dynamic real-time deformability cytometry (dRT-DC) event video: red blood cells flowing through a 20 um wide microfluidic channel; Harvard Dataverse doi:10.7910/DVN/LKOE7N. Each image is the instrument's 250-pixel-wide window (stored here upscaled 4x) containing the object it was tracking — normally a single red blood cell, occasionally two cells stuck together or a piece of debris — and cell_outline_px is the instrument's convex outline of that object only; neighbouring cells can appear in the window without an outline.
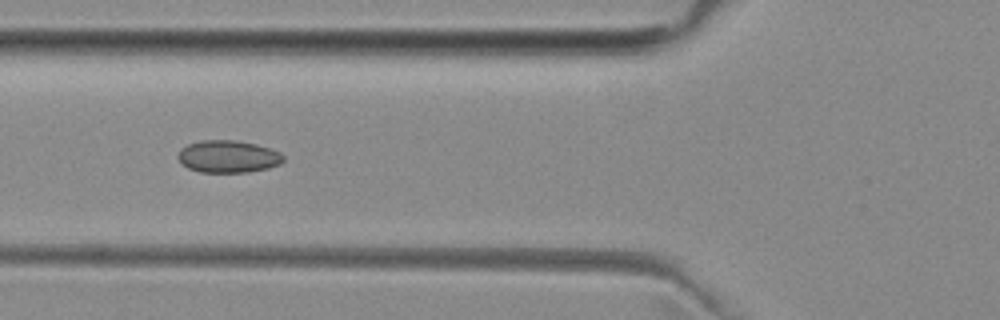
{"species": "common noctule bat (a hibernating species)", "species_latin": "Nyctalus noctula", "temperature_condition": "room temperature", "stored_images_in_passage": 7, "camera_frame_rate_fps": 3000, "um_per_image_px": 0.085, "animal": {"sex": "female", "body_mass_g": 29.2, "forearm_length_mm": 56.3}, "frame": {"image": 1, "passage_image": 5, "time_ms": 4.333, "image_size_px": [1000, 320], "cell_outline_px": [[284, 160], [280, 164], [268, 168], [248, 172], [200, 172], [188, 168], [176, 156], [180, 148], [188, 144], [204, 140], [236, 140], [256, 144], [280, 152], [284, 156]], "centroid_in_image_um": [19.39, 13.3], "position_along_channel_um": 106.4, "area_um2": 19.83}}
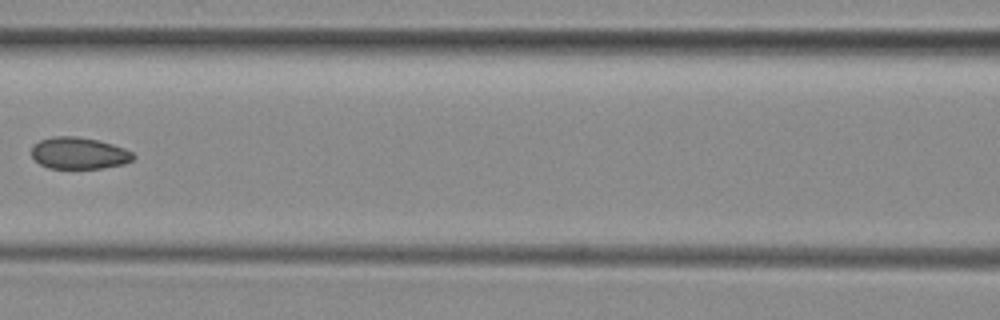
{"frame": {"image": 2, "passage_image": 6, "time_ms": 5.667, "image_size_px": [1000, 320], "cell_outline_px": [[136, 156], [132, 160], [124, 164], [104, 168], [48, 168], [40, 164], [32, 156], [32, 144], [40, 140], [52, 136], [76, 136], [96, 140], [112, 144], [124, 148], [132, 152]], "centroid_in_image_um": [6.71, 13.02], "position_along_channel_um": 159.9, "area_um2": 18.84}}
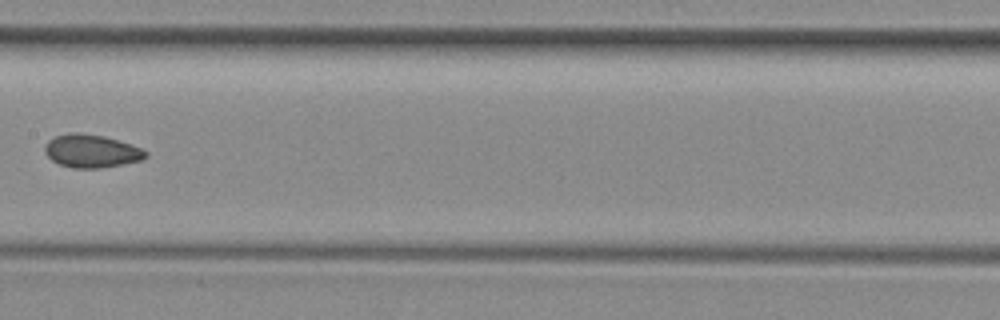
{"frame": {"image": 3, "passage_image": 7, "time_ms": 6.667, "image_size_px": [1000, 320], "cell_outline_px": [[148, 156], [140, 160], [100, 168], [76, 168], [60, 164], [52, 160], [44, 152], [44, 148], [48, 140], [56, 136], [72, 132], [80, 132], [104, 136], [132, 144], [144, 148], [148, 152]], "centroid_in_image_um": [7.79, 12.82], "position_along_channel_um": 199.6, "area_um2": 19.42}}